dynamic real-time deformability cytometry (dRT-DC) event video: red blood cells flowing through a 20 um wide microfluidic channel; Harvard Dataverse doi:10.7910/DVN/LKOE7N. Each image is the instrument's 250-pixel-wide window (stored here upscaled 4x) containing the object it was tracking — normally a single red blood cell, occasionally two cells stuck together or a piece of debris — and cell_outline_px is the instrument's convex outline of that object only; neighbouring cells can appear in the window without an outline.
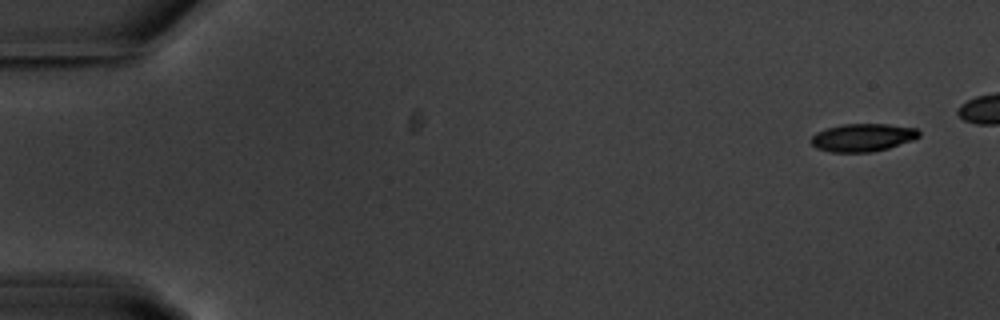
{"species": "common noctule bat (a hibernating species)", "species_latin": "Nyctalus noctula", "temperature_condition": "warm", "stored_images_in_passage": 47, "camera_frame_rate_fps": 3000, "um_per_image_px": 0.085, "animal": {"sex": "male", "body_mass_g": 20.1, "forearm_length_mm": 53.5}, "frame": {"image": 1, "passage_image": 1, "time_ms": 0.0, "image_size_px": [1000, 320], "cell_outline_px": [[920, 136], [912, 140], [888, 148], [872, 152], [832, 152], [816, 148], [812, 144], [812, 136], [816, 132], [828, 128], [844, 124], [888, 124], [916, 128], [920, 132]], "centroid_in_image_um": [73.34, 11.69], "position_along_channel_um": 11.7, "area_um2": 17.4}}
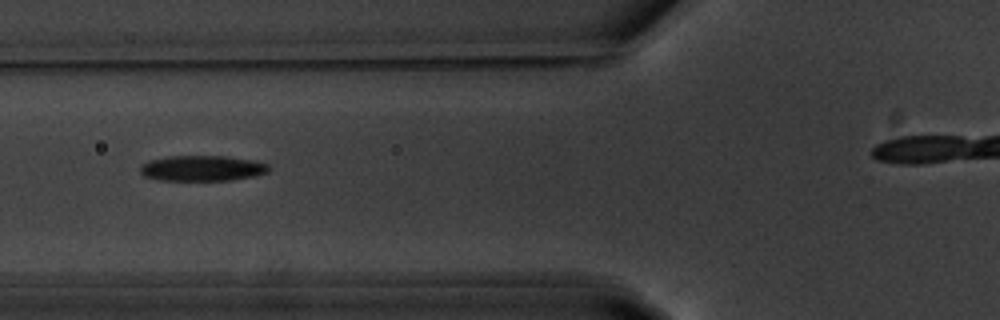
{"frame": {"image": 2, "passage_image": 20, "time_ms": 6.333, "image_size_px": [1000, 320], "cell_outline_px": [[272, 168], [268, 172], [256, 176], [232, 180], [160, 180], [144, 176], [140, 172], [140, 164], [148, 160], [168, 156], [228, 156], [256, 160], [268, 164]], "centroid_in_image_um": [17.22, 14.29], "position_along_channel_um": 108.6, "area_um2": 19.48}}
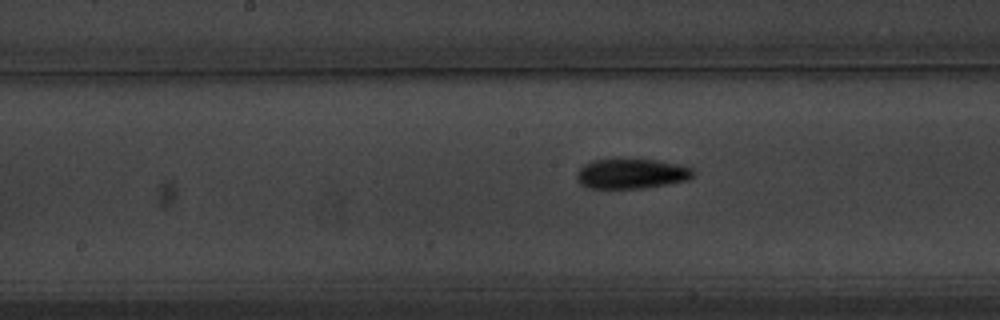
{"frame": {"image": 3, "passage_image": 27, "time_ms": 8.667, "image_size_px": [1000, 320], "cell_outline_px": [[696, 172], [688, 180], [668, 184], [644, 188], [588, 188], [580, 184], [576, 180], [576, 172], [584, 164], [592, 160], [656, 160], [680, 164], [692, 168]], "centroid_in_image_um": [53.67, 14.77], "position_along_channel_um": 194.5, "area_um2": 20.35}}